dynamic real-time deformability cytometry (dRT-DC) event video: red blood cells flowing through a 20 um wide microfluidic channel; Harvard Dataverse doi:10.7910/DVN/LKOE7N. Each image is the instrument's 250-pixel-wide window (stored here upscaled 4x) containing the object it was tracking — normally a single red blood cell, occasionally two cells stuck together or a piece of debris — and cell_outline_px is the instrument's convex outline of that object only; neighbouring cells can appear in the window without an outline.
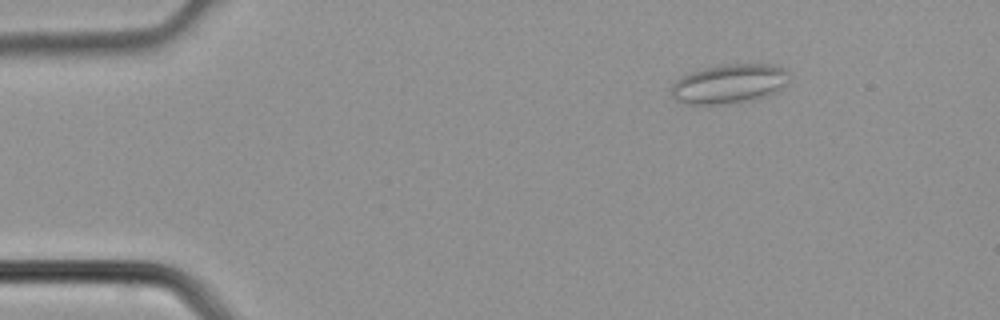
{"species": "common noctule bat (a hibernating species)", "species_latin": "Nyctalus noctula", "temperature_condition": "cold", "stored_images_in_passage": 3, "camera_frame_rate_fps": 3000, "um_per_image_px": 0.085, "animal": {"sex": "male", "body_mass_g": 21.5, "forearm_length_mm": 52.0}, "frame": {"image": 1, "passage_image": 2, "time_ms": 0.333, "image_size_px": [1000, 320], "cell_outline_px": [[788, 72], [784, 84], [776, 92], [752, 100], [724, 104], [684, 104], [676, 100], [672, 96], [672, 84], [680, 76], [688, 72], [716, 64], [776, 64], [784, 68]], "centroid_in_image_um": [61.92, 7.1], "position_along_channel_um": 23.1, "area_um2": 27.17}}